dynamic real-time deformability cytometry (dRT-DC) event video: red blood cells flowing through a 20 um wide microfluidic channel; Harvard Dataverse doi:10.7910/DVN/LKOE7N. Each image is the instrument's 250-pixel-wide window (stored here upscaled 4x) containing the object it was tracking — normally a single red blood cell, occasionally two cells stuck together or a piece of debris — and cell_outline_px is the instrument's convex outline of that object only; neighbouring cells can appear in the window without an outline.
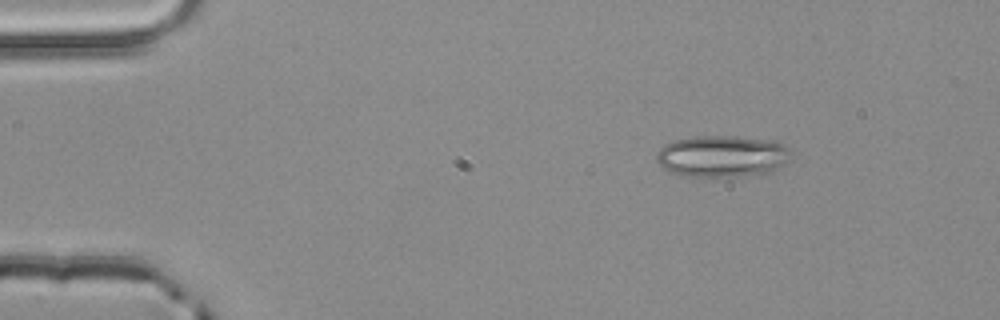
{"species": "common noctule bat (a hibernating species)", "species_latin": "Nyctalus noctula", "temperature_condition": "room temperature", "stored_images_in_passage": 3, "camera_frame_rate_fps": 3000, "um_per_image_px": 0.085, "animal": {"sex": "male", "body_mass_g": 20.4}, "frame": {"image": 1, "passage_image": 2, "time_ms": 0.333, "image_size_px": [1000, 320], "cell_outline_px": [[792, 152], [788, 160], [784, 164], [768, 172], [740, 176], [680, 176], [668, 172], [656, 164], [656, 152], [664, 144], [676, 140], [692, 136], [736, 136], [776, 140], [792, 148]], "centroid_in_image_um": [61.36, 13.26], "position_along_channel_um": 23.6, "area_um2": 33.18}}